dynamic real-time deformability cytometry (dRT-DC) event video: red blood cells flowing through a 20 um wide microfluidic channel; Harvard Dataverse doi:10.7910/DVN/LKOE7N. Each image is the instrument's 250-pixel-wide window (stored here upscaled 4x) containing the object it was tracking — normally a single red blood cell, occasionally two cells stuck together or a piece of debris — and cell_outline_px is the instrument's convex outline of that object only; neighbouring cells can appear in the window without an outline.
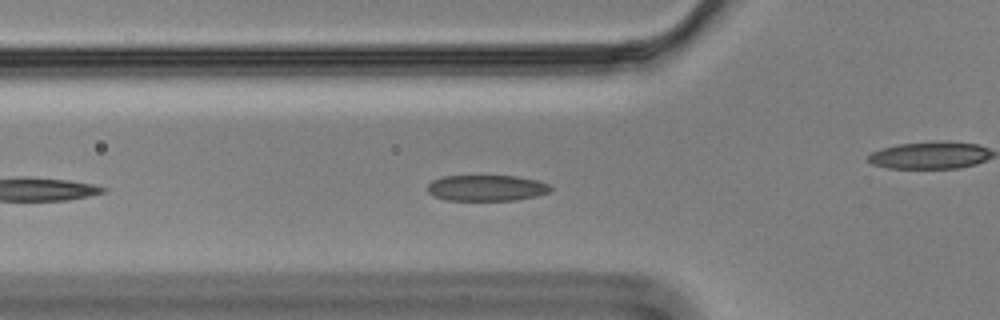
{"species": "Egyptian fruit bat (a non-hibernating species)", "species_latin": "Rousettus aegyptiacus", "temperature_condition": "cold", "stored_images_in_passage": 43, "camera_frame_rate_fps": 3000, "um_per_image_px": 0.085, "animal": {"sex": "male"}, "frame": {"image": 1, "passage_image": 7, "time_ms": 2.0, "image_size_px": [1000, 320], "cell_outline_px": [[552, 188], [548, 192], [536, 196], [516, 200], [444, 200], [432, 196], [428, 192], [428, 184], [432, 180], [440, 176], [516, 176], [536, 180], [548, 184]], "centroid_in_image_um": [41.31, 15.98], "position_along_channel_um": 84.5, "area_um2": 18.67}, "authors_computed_cell_mechanics": {"area_um2": 19.8832, "velocity_mm_per_s": 3.4645, "shape_relaxation_time_tau1_ms": null, "shape_relaxation_time_tau2_ms": 4.239, "deformation_change_tau1": null, "deformation_change_tau2": 0.1192}}